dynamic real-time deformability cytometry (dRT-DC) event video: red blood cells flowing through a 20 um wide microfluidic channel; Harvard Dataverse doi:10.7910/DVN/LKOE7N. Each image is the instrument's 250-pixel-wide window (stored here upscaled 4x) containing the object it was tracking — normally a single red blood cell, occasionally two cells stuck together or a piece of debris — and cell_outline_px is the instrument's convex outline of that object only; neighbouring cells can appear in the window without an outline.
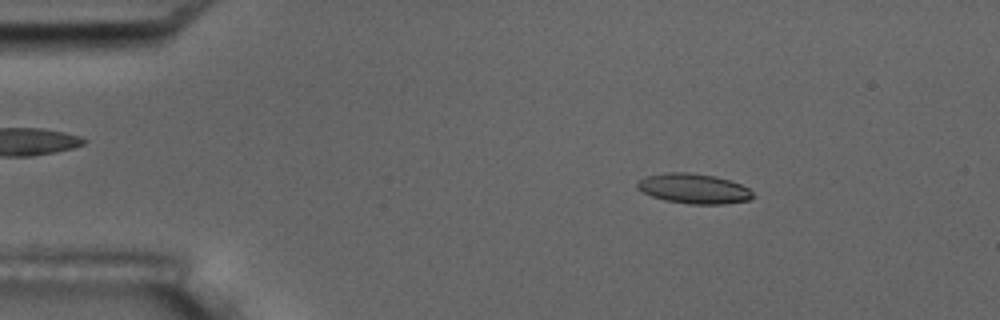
{"species": "common noctule bat (a hibernating species)", "species_latin": "Nyctalus noctula", "temperature_condition": "room temperature", "stored_images_in_passage": 4, "camera_frame_rate_fps": 3000, "um_per_image_px": 0.085, "animal": {"sex": "male", "body_mass_g": 17.5, "forearm_length_mm": 52.3}, "frame": {"image": 1, "passage_image": 2, "time_ms": 1.0, "image_size_px": [1000, 320], "cell_outline_px": [[756, 196], [748, 200], [724, 204], [688, 204], [664, 200], [652, 196], [636, 188], [636, 184], [644, 176], [664, 172], [688, 172], [716, 176], [740, 184], [748, 188]], "centroid_in_image_um": [58.95, 16.03], "position_along_channel_um": 26.0, "area_um2": 20.29}}